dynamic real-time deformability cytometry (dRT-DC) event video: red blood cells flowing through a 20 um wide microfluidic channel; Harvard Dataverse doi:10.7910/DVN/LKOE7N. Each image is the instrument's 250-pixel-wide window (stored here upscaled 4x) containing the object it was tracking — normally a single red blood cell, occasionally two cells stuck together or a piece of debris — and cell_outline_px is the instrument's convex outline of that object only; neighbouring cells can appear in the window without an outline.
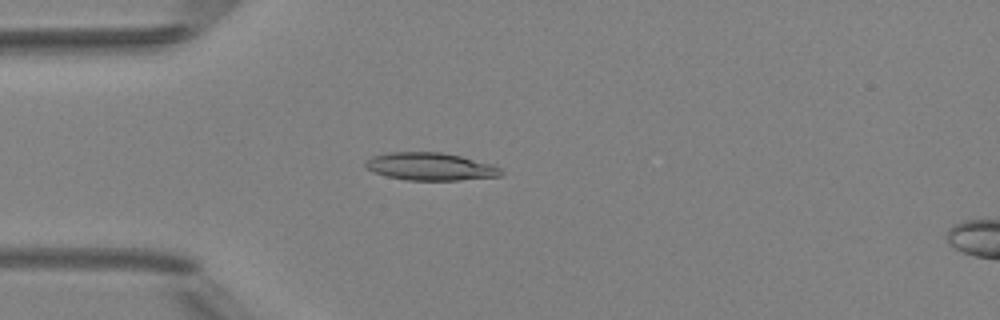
{"species": "Egyptian fruit bat (a non-hibernating species)", "species_latin": "Rousettus aegyptiacus", "temperature_condition": "room temperature", "stored_images_in_passage": 5, "camera_frame_rate_fps": 3000, "um_per_image_px": 0.085, "animal": {"sex": "female"}, "frame": {"image": 1, "passage_image": 4, "time_ms": 3.667, "image_size_px": [1000, 320], "cell_outline_px": [[504, 172], [500, 176], [460, 180], [404, 180], [372, 172], [364, 168], [364, 160], [372, 156], [384, 152], [440, 152], [460, 156], [492, 164], [500, 168]], "centroid_in_image_um": [36.52, 14.15], "position_along_channel_um": 48.5, "area_um2": 22.08}}